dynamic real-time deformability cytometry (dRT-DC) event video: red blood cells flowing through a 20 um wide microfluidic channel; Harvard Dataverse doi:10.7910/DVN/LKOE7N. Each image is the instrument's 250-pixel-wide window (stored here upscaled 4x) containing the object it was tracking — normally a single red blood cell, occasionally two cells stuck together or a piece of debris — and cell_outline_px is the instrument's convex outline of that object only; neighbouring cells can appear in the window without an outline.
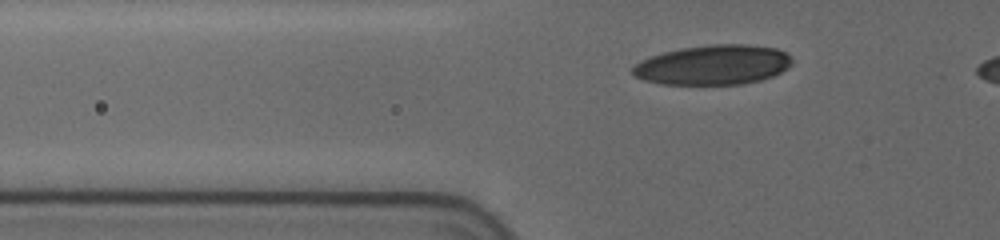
{"species": "human", "species_latin": "Homo sapiens", "temperature_condition": "cold", "stored_images_in_passage": 40, "camera_frame_rate_fps": 3000, "um_per_image_px": 0.085, "donor": {"sex": "female"}, "frame": {"image": 1, "passage_image": 4, "time_ms": 1.0, "image_size_px": [1000, 240], "cell_outline_px": [[792, 64], [780, 72], [772, 76], [760, 80], [744, 84], [660, 84], [644, 80], [636, 76], [632, 72], [632, 68], [640, 60], [664, 52], [684, 48], [712, 44], [748, 44], [776, 48], [784, 52], [792, 60]], "centroid_in_image_um": [60.62, 5.52], "position_along_channel_um": 65.2, "area_um2": 36.7}}
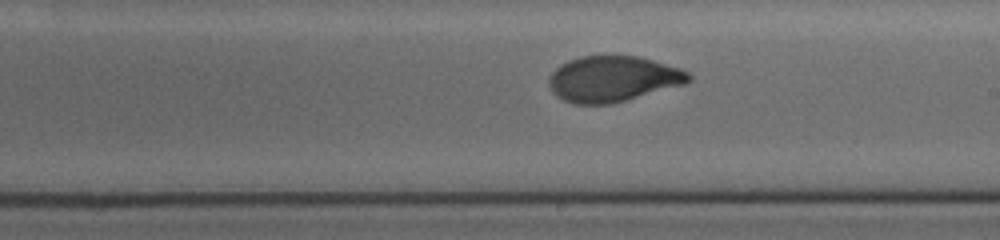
{"frame": {"image": 2, "passage_image": 25, "time_ms": 6.0, "image_size_px": [1000, 240], "cell_outline_px": [[692, 80], [684, 84], [612, 104], [576, 104], [564, 100], [556, 96], [552, 92], [548, 84], [548, 80], [552, 72], [560, 64], [568, 60], [580, 56], [640, 56], [680, 68], [688, 72], [692, 76]], "centroid_in_image_um": [52.09, 6.7], "position_along_channel_um": 236.9, "area_um2": 37.34}}
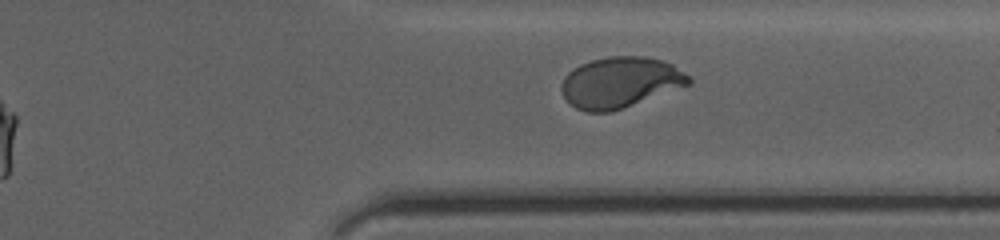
{"frame": {"image": 3, "passage_image": 39, "time_ms": 9.333, "image_size_px": [1000, 240], "cell_outline_px": [[692, 84], [612, 112], [588, 112], [576, 108], [568, 104], [560, 88], [560, 84], [564, 76], [568, 72], [580, 64], [592, 60], [608, 56], [644, 56], [664, 60], [672, 64], [684, 72], [692, 80]], "centroid_in_image_um": [52.71, 7.01], "position_along_channel_um": 358.7, "area_um2": 38.03}}